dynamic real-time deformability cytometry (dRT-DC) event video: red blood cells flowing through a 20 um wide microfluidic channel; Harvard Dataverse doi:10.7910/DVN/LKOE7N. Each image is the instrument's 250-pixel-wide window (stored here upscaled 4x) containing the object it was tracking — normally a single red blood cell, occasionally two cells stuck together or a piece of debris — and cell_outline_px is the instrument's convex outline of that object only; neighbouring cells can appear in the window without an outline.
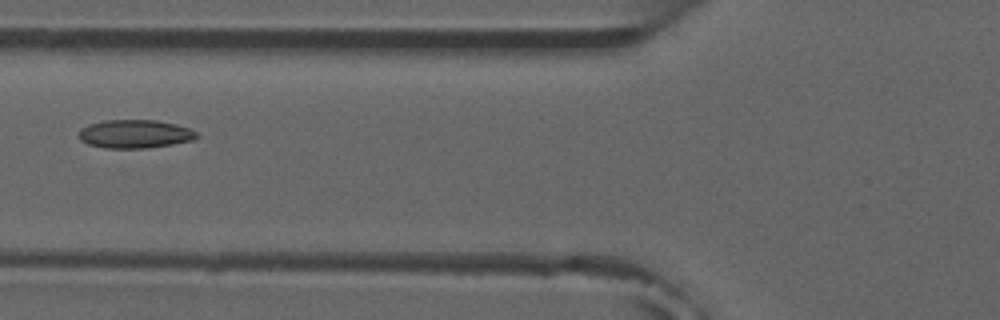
{"species": "common noctule bat (a hibernating species)", "species_latin": "Nyctalus noctula", "temperature_condition": "room temperature", "stored_images_in_passage": 5, "camera_frame_rate_fps": 3000, "um_per_image_px": 0.085, "animal": {"sex": "male", "forearm_length_mm": 52.5}, "frame": {"image": 1, "passage_image": 4, "time_ms": 4.333, "image_size_px": [1000, 320], "cell_outline_px": [[200, 136], [192, 140], [172, 144], [144, 148], [104, 148], [88, 144], [80, 140], [80, 128], [88, 124], [104, 120], [156, 120], [176, 124], [188, 128], [196, 132]], "centroid_in_image_um": [11.45, 11.38], "position_along_channel_um": 114.3, "area_um2": 19.48}}
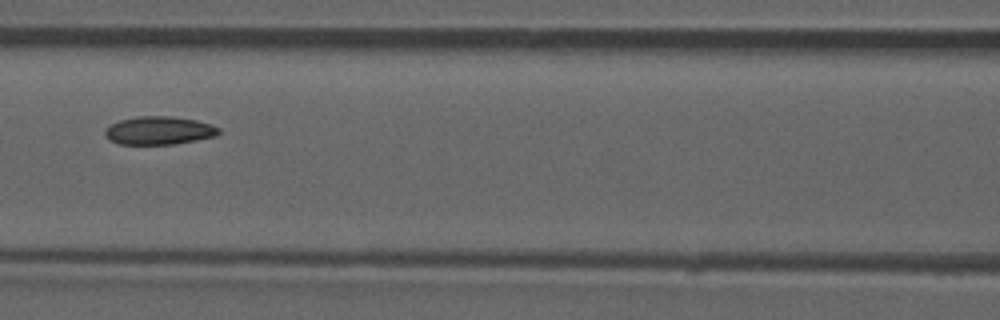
{"frame": {"image": 2, "passage_image": 5, "time_ms": 5.333, "image_size_px": [1000, 320], "cell_outline_px": [[220, 132], [216, 136], [196, 140], [172, 144], [120, 144], [108, 140], [104, 136], [104, 128], [120, 120], [140, 116], [172, 116], [196, 120], [212, 124], [220, 128]], "centroid_in_image_um": [13.51, 11.09], "position_along_channel_um": 153.1, "area_um2": 18.79}}